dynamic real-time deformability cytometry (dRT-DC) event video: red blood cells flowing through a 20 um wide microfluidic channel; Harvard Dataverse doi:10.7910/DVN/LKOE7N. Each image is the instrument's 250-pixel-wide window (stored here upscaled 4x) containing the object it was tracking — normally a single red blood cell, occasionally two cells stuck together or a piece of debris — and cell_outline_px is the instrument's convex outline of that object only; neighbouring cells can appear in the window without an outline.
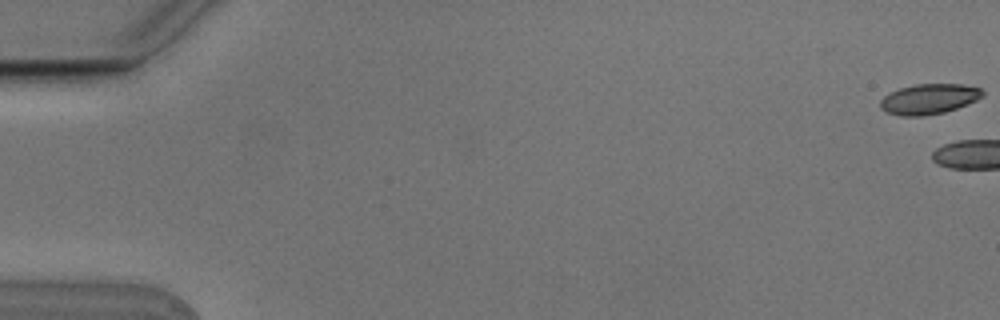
{"species": "Egyptian fruit bat (a non-hibernating species)", "species_latin": "Rousettus aegyptiacus", "temperature_condition": "cold", "stored_images_in_passage": 6, "camera_frame_rate_fps": 3000, "um_per_image_px": 0.085, "animal": {"sex": "male"}, "frame": {"image": 1, "passage_image": 1, "time_ms": 0.0, "image_size_px": [1000, 320], "cell_outline_px": [[984, 96], [976, 100], [956, 108], [944, 112], [924, 116], [900, 116], [884, 112], [880, 108], [880, 100], [888, 92], [900, 88], [916, 84], [960, 84], [980, 88], [984, 92]], "centroid_in_image_um": [78.92, 8.42], "position_along_channel_um": 6.1, "area_um2": 18.15}}